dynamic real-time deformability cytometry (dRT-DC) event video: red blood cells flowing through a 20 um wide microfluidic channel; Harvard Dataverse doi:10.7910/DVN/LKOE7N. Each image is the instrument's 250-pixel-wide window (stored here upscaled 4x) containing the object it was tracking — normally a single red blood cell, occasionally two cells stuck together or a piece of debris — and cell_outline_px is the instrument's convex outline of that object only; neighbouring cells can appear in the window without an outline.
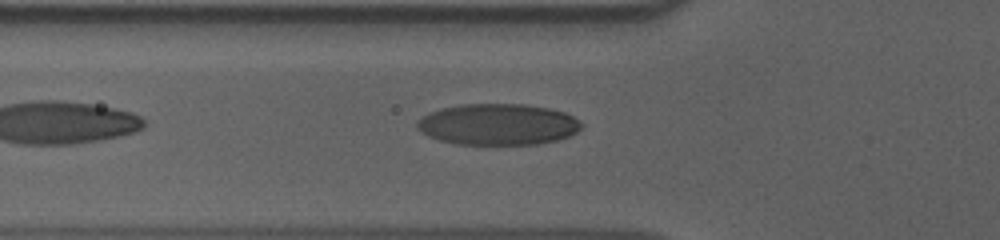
{"species": "human", "species_latin": "Homo sapiens", "temperature_condition": "cold", "stored_images_in_passage": 37, "camera_frame_rate_fps": 3000, "um_per_image_px": 0.085, "donor": {"sex": "male"}, "frame": {"image": 1, "passage_image": 5, "time_ms": 1.333, "image_size_px": [1000, 240], "cell_outline_px": [[584, 124], [576, 132], [568, 136], [556, 140], [536, 144], [456, 144], [440, 140], [428, 136], [420, 132], [416, 128], [416, 120], [440, 108], [460, 104], [524, 104], [548, 108], [564, 112], [580, 120]], "centroid_in_image_um": [42.3, 10.57], "position_along_channel_um": 83.5, "area_um2": 39.54}}
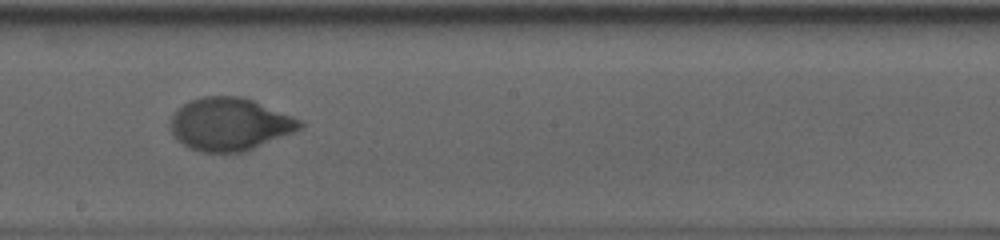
{"frame": {"image": 2, "passage_image": 17, "time_ms": 5.333, "image_size_px": [1000, 240], "cell_outline_px": [[304, 124], [300, 128], [292, 132], [244, 152], [204, 152], [188, 148], [172, 132], [172, 116], [184, 104], [192, 100], [204, 96], [240, 96], [252, 100], [292, 116], [300, 120]], "centroid_in_image_um": [19.53, 10.55], "position_along_channel_um": 228.7, "area_um2": 38.9}}
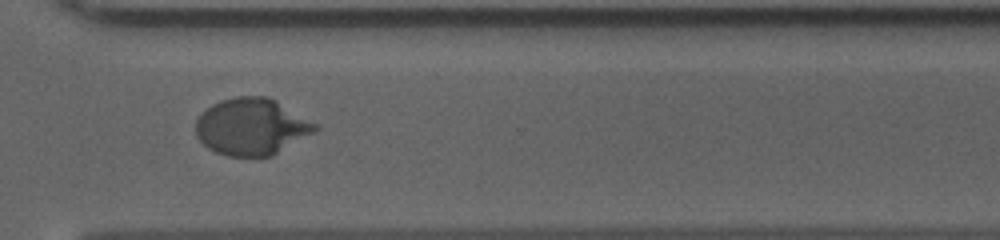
{"frame": {"image": 3, "passage_image": 27, "time_ms": 8.667, "image_size_px": [1000, 240], "cell_outline_px": [[320, 128], [272, 156], [228, 156], [216, 152], [208, 148], [196, 136], [196, 120], [200, 112], [212, 104], [220, 100], [236, 96], [268, 96], [276, 100], [320, 124]], "centroid_in_image_um": [21.39, 10.75], "position_along_channel_um": 349.2, "area_um2": 39.77}, "authors_computed_cell_mechanics": {"area_um2": 39.3618, "velocity_mm_per_s": 3.6198, "shape_relaxation_time_tau1_ms": 3.8302, "shape_relaxation_time_tau2_ms": null, "deformation_change_tau1": 0.2047, "deformation_change_tau2": null}}